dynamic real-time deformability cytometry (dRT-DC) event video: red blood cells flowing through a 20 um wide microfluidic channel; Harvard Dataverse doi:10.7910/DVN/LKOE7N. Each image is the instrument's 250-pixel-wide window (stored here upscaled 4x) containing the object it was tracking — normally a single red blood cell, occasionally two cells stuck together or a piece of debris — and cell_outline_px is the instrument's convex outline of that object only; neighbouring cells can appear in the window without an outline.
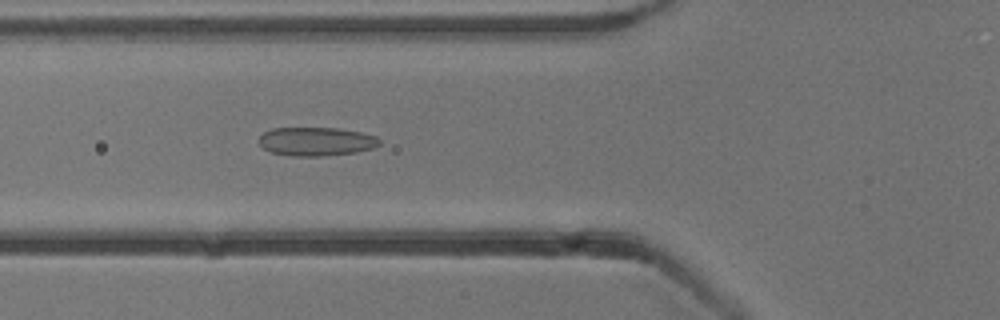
{"species": "common noctule bat (a hibernating species)", "species_latin": "Nyctalus noctula", "temperature_condition": "cold", "stored_images_in_passage": 43, "camera_frame_rate_fps": 3000, "um_per_image_px": 0.085, "animal": {"sex": "male", "body_mass_g": 13.3}, "frame": {"image": 1, "passage_image": 10, "time_ms": 3.0, "image_size_px": [1000, 320], "cell_outline_px": [[380, 144], [372, 148], [356, 152], [324, 156], [292, 156], [272, 152], [264, 148], [260, 144], [260, 136], [264, 132], [272, 128], [340, 128], [360, 132], [376, 136], [380, 140]], "centroid_in_image_um": [26.89, 12.02], "position_along_channel_um": 98.9, "area_um2": 20.06}}
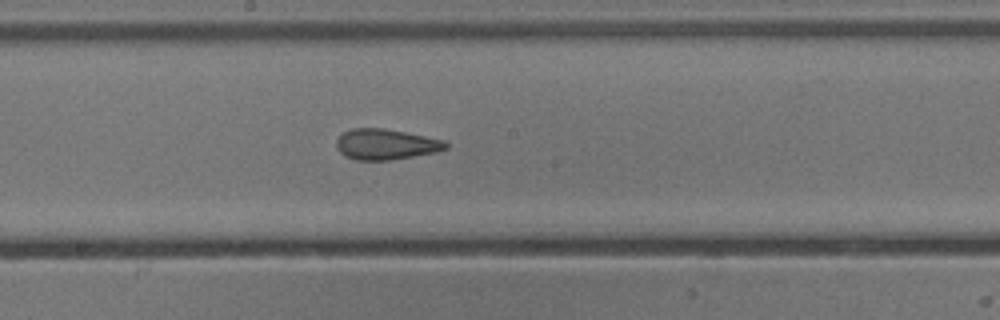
{"frame": {"image": 2, "passage_image": 19, "time_ms": 6.0, "image_size_px": [1000, 320], "cell_outline_px": [[448, 148], [436, 152], [388, 160], [356, 160], [344, 156], [336, 148], [336, 140], [344, 132], [352, 128], [384, 128], [444, 140], [448, 144]], "centroid_in_image_um": [32.77, 12.27], "position_along_channel_um": 215.4, "area_um2": 19.42}}
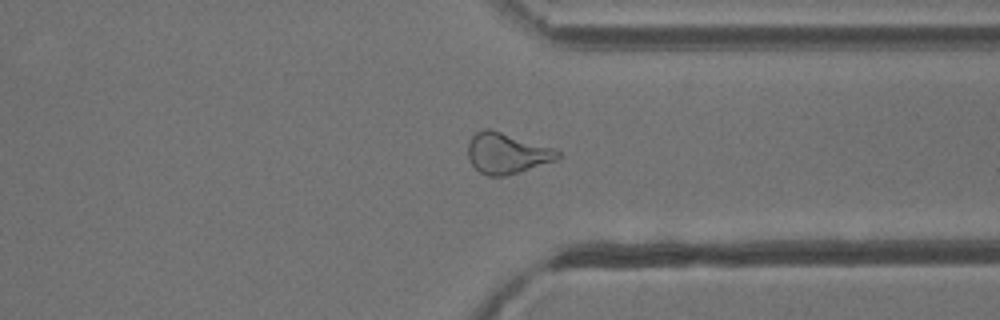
{"frame": {"image": 3, "passage_image": 31, "time_ms": 10.0, "image_size_px": [1000, 320], "cell_outline_px": [[560, 156], [556, 160], [520, 172], [504, 176], [488, 176], [480, 172], [468, 160], [468, 144], [472, 136], [476, 132], [484, 128], [488, 128], [556, 148], [560, 152]], "centroid_in_image_um": [43.09, 13.02], "position_along_channel_um": 368.3, "area_um2": 21.39}}